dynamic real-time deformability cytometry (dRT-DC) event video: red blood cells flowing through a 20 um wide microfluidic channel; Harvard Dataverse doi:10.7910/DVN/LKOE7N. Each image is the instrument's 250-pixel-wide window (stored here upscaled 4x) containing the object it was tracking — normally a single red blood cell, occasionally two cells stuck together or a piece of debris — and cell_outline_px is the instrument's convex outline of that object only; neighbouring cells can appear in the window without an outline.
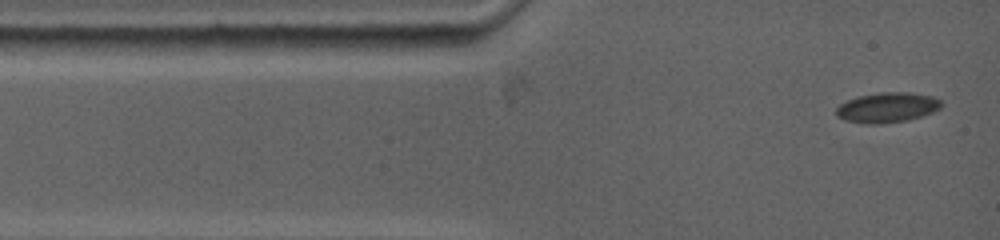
{"species": "common noctule bat (a hibernating species)", "species_latin": "Nyctalus noctula", "temperature_condition": "warm", "stored_images_in_passage": 46, "camera_frame_rate_fps": 5000, "um_per_image_px": 0.085, "animal": {"sex": "female", "body_mass_g": 19.0, "forearm_length_mm": 53.3}, "frame": {"image": 1, "passage_image": 1, "time_ms": 0.0, "image_size_px": [1000, 240], "cell_outline_px": [[944, 104], [940, 108], [932, 112], [908, 120], [880, 124], [864, 124], [844, 120], [836, 116], [836, 108], [840, 104], [848, 100], [860, 96], [880, 92], [908, 92], [932, 96], [940, 100]], "centroid_in_image_um": [75.41, 9.14], "position_along_channel_um": 9.6, "area_um2": 18.44}}
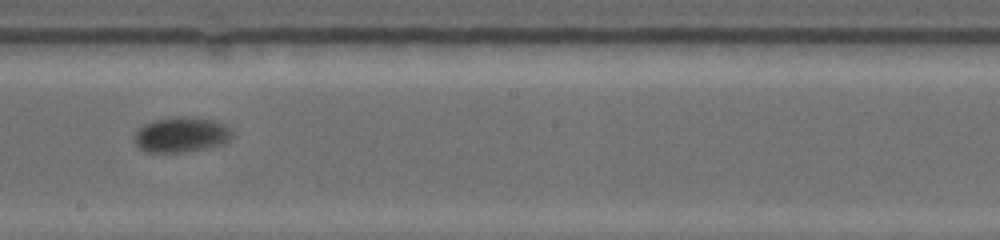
{"frame": {"image": 2, "passage_image": 20, "time_ms": 7.0, "image_size_px": [1000, 240], "cell_outline_px": [[236, 136], [220, 144], [204, 148], [184, 152], [148, 152], [140, 148], [132, 140], [132, 136], [144, 124], [152, 120], [176, 116], [184, 116], [212, 120], [224, 124]], "centroid_in_image_um": [15.37, 11.44], "position_along_channel_um": 232.8, "area_um2": 20.06}}
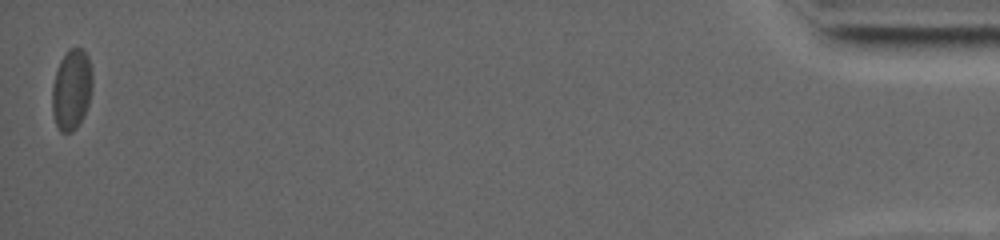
{"frame": {"image": 3, "passage_image": 46, "time_ms": 16.4, "image_size_px": [1000, 240], "cell_outline_px": [[92, 88], [88, 104], [84, 116], [76, 128], [72, 132], [60, 132], [56, 124], [52, 112], [52, 84], [60, 60], [68, 48], [80, 48], [88, 56], [92, 72]], "centroid_in_image_um": [6.08, 7.61], "position_along_channel_um": 429.1, "area_um2": 19.02}, "authors_computed_cell_mechanics": {"area_um2": 18.7272, "velocity_mm_per_s": 3.7422, "shape_relaxation_time_tau1_ms": 4.5504, "shape_relaxation_time_tau2_ms": null, "deformation_change_tau1": 0.1226, "deformation_change_tau2": null}}